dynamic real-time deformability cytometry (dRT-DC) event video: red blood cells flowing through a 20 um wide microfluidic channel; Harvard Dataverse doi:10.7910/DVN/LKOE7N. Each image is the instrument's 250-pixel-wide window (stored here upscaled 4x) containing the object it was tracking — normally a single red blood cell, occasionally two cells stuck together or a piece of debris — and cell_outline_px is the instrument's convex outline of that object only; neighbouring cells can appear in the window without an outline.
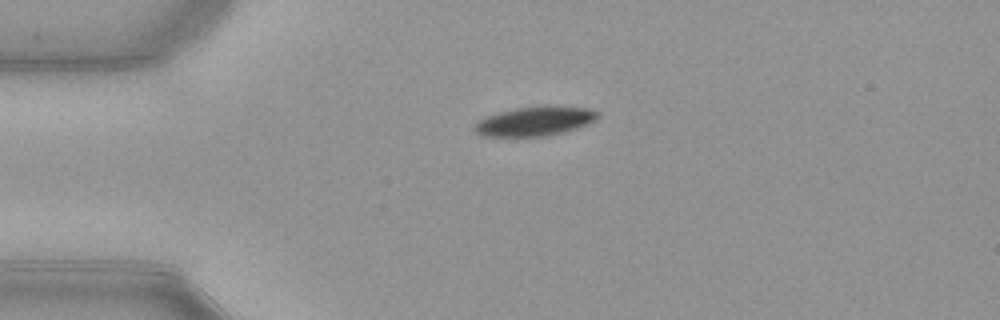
{"species": "common noctule bat (a hibernating species)", "species_latin": "Nyctalus noctula", "temperature_condition": "warm", "stored_images_in_passage": 12, "camera_frame_rate_fps": 3000, "um_per_image_px": 0.085, "animal": {"sex": "female", "body_mass_g": 21.9}, "frame": {"image": 1, "passage_image": 1, "time_ms": 0.0, "image_size_px": [1000, 320], "cell_outline_px": [[600, 116], [596, 120], [588, 124], [564, 132], [548, 136], [480, 136], [472, 128], [480, 120], [488, 116], [500, 112], [516, 108], [588, 108], [600, 112]], "centroid_in_image_um": [45.47, 10.35], "position_along_channel_um": 39.5, "area_um2": 20.29}}
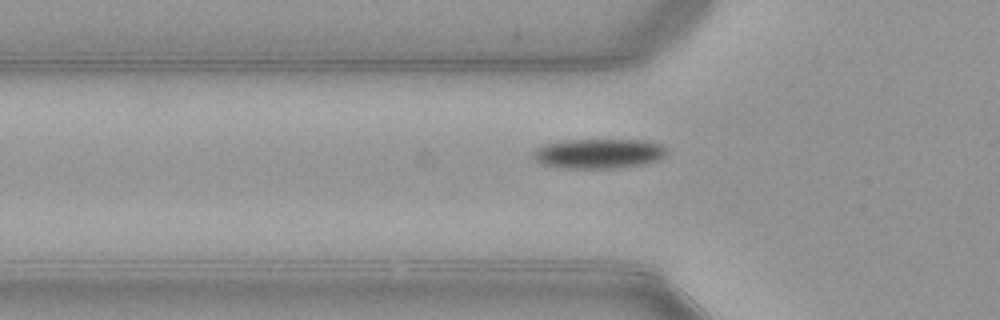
{"frame": {"image": 2, "passage_image": 6, "time_ms": 1.667, "image_size_px": [1000, 320], "cell_outline_px": [[668, 152], [660, 160], [644, 164], [612, 168], [564, 168], [540, 164], [532, 156], [536, 148], [544, 144], [564, 140], [644, 140], [660, 144], [668, 148]], "centroid_in_image_um": [50.91, 13.05], "position_along_channel_um": 74.9, "area_um2": 23.29}}
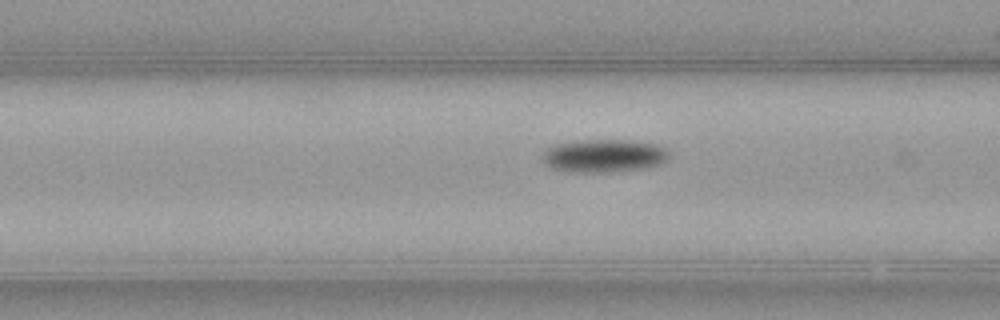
{"frame": {"image": 3, "passage_image": 9, "time_ms": 2.667, "image_size_px": [1000, 320], "cell_outline_px": [[668, 160], [660, 164], [644, 168], [604, 172], [572, 172], [552, 168], [544, 164], [540, 156], [552, 144], [576, 140], [628, 140], [656, 144], [664, 148], [668, 152]], "centroid_in_image_um": [51.28, 13.23], "position_along_channel_um": 115.3, "area_um2": 24.51}}